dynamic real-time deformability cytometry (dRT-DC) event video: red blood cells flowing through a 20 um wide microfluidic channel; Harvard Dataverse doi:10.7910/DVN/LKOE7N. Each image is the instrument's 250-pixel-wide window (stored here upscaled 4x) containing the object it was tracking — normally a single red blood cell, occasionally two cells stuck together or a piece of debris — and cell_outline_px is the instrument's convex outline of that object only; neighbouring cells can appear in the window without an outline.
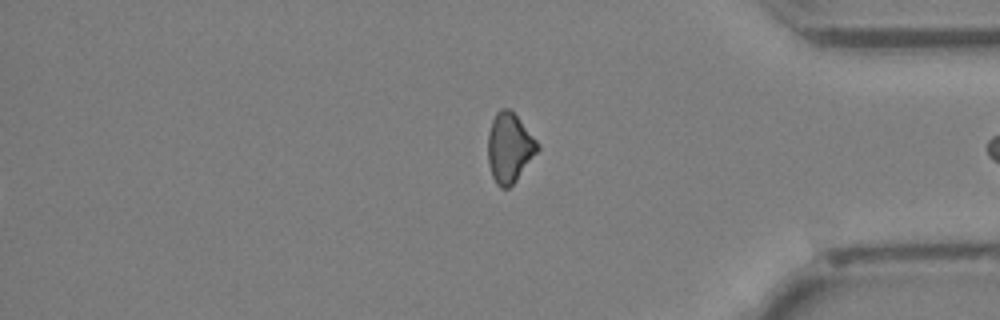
{"species": "Egyptian fruit bat (a non-hibernating species)", "species_latin": "Rousettus aegyptiacus", "temperature_condition": "cold", "stored_images_in_passage": 42, "segment_of_instrument_passage": [2, 2], "camera_frame_rate_fps": 3000, "um_per_image_px": 0.085, "animal": {"sex": "female"}, "frame": {"image": 1, "passage_image": 42, "time_ms": 13.667, "image_size_px": [1000, 320], "cell_outline_px": [[540, 148], [516, 180], [508, 188], [500, 188], [496, 184], [492, 176], [488, 164], [488, 132], [492, 120], [496, 112], [500, 108], [508, 108], [516, 116], [540, 144]], "centroid_in_image_um": [43.28, 12.56], "position_along_channel_um": 391.9, "area_um2": 20.0}}